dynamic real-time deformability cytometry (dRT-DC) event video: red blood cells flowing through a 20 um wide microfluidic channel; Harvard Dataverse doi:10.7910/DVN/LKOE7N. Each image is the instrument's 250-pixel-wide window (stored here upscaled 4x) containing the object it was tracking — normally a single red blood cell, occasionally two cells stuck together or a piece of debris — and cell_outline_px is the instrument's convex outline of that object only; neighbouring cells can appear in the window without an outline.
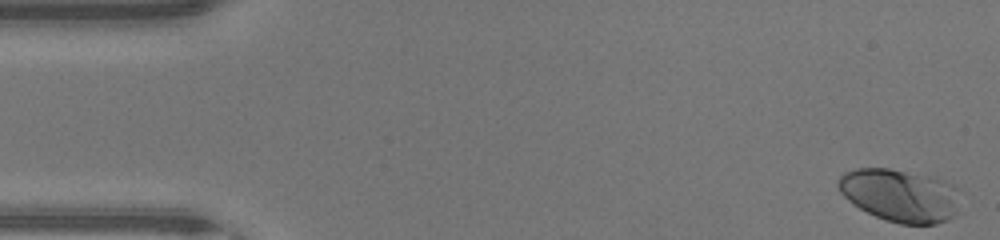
{"species": "human", "species_latin": "Homo sapiens", "temperature_condition": "warm", "stored_images_in_passage": 46, "camera_frame_rate_fps": 3000, "um_per_image_px": 0.085, "donor": {"sex": "male"}, "frame": {"image": 1, "passage_image": 1, "time_ms": 0.0, "image_size_px": [1000, 240], "cell_outline_px": [[960, 188], [956, 216], [948, 220], [936, 224], [900, 224], [884, 220], [860, 208], [848, 200], [840, 192], [836, 184], [836, 180], [844, 172], [856, 168], [888, 168], [936, 176]], "centroid_in_image_um": [76.54, 16.59], "position_along_channel_um": 8.5, "area_um2": 38.21}}
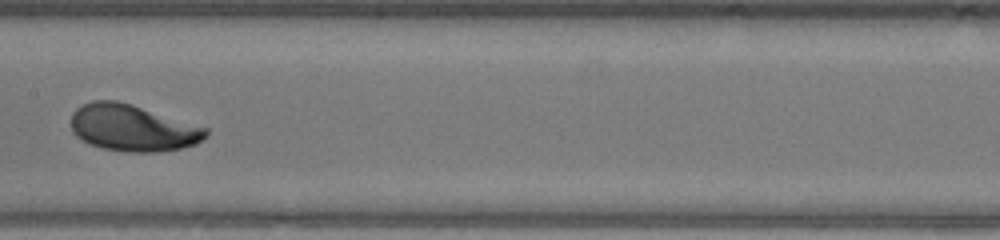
{"frame": {"image": 2, "passage_image": 23, "time_ms": 7.333, "image_size_px": [1000, 240], "cell_outline_px": [[208, 132], [196, 144], [180, 148], [160, 152], [128, 152], [100, 148], [76, 136], [72, 132], [72, 112], [76, 108], [92, 100], [116, 100], [132, 104], [208, 128]], "centroid_in_image_um": [11.26, 10.87], "position_along_channel_um": 196.1, "area_um2": 36.47}}
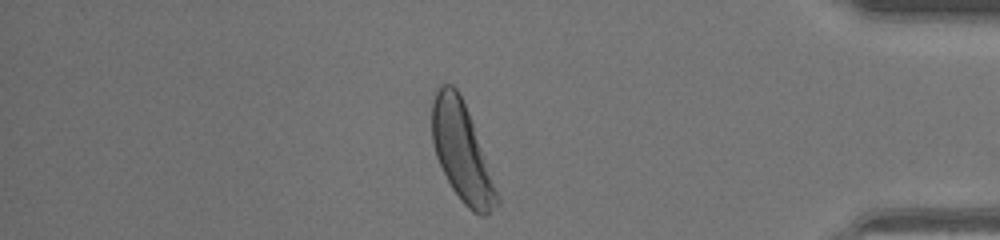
{"frame": {"image": 3, "passage_image": 39, "time_ms": 12.667, "image_size_px": [1000, 240], "cell_outline_px": [[500, 204], [484, 216], [480, 216], [472, 212], [460, 200], [452, 188], [436, 156], [432, 144], [432, 104], [436, 88], [440, 84], [452, 84], [456, 88], [468, 112], [500, 196]], "centroid_in_image_um": [39.25, 12.95], "position_along_channel_um": 395.9, "area_um2": 36.88}, "authors_computed_cell_mechanics": {"area_um2": 36.0383, "velocity_mm_per_s": 4.445, "shape_relaxation_time_tau1_ms": 1.6763, "shape_relaxation_time_tau2_ms": null, "deformation_change_tau1": 0.1193, "deformation_change_tau2": null}}